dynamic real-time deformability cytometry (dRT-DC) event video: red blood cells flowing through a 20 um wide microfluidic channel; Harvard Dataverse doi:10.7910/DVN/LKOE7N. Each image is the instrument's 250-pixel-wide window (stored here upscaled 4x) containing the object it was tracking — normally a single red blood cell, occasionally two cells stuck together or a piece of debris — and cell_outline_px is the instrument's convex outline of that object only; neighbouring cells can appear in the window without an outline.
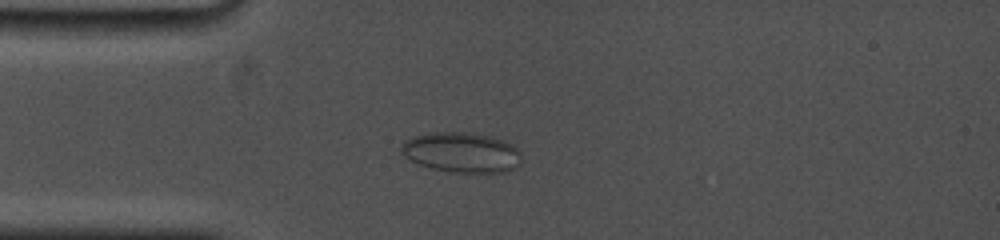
{"species": "common noctule bat (a hibernating species)", "species_latin": "Nyctalus noctula", "temperature_condition": "cold", "stored_images_in_passage": 23, "camera_frame_rate_fps": 5000, "um_per_image_px": 0.085, "animal": {"sex": "female", "body_mass_g": 19.0, "forearm_length_mm": 53.3}, "frame": {"image": 1, "passage_image": 2, "time_ms": 0.8, "image_size_px": [1000, 240], "cell_outline_px": [[520, 164], [504, 172], [448, 172], [432, 168], [420, 164], [404, 156], [400, 152], [400, 144], [404, 140], [412, 136], [432, 132], [472, 132], [504, 140], [512, 144], [520, 152]], "centroid_in_image_um": [39.2, 12.94], "position_along_channel_um": 45.8, "area_um2": 28.21}}
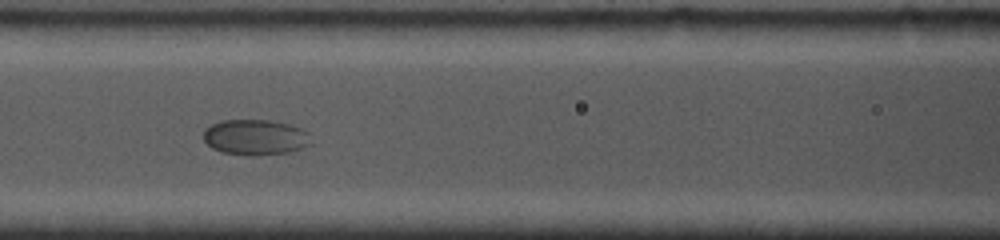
{"frame": {"image": 2, "passage_image": 9, "time_ms": 4.0, "image_size_px": [1000, 240], "cell_outline_px": [[312, 144], [288, 152], [256, 156], [252, 156], [220, 152], [212, 148], [204, 140], [204, 128], [212, 124], [224, 120], [268, 120], [292, 124], [308, 132]], "centroid_in_image_um": [21.71, 11.67], "position_along_channel_um": 144.9, "area_um2": 22.43}}
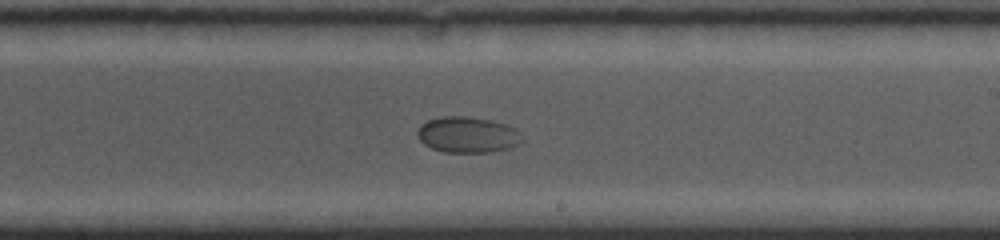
{"frame": {"image": 3, "passage_image": 14, "time_ms": 7.0, "image_size_px": [1000, 240], "cell_outline_px": [[524, 140], [520, 144], [508, 148], [492, 152], [444, 152], [432, 148], [424, 144], [420, 140], [416, 132], [420, 124], [428, 120], [440, 116], [464, 116], [492, 120], [508, 124], [516, 128], [524, 136]], "centroid_in_image_um": [39.78, 11.44], "position_along_channel_um": 249.2, "area_um2": 22.31}}